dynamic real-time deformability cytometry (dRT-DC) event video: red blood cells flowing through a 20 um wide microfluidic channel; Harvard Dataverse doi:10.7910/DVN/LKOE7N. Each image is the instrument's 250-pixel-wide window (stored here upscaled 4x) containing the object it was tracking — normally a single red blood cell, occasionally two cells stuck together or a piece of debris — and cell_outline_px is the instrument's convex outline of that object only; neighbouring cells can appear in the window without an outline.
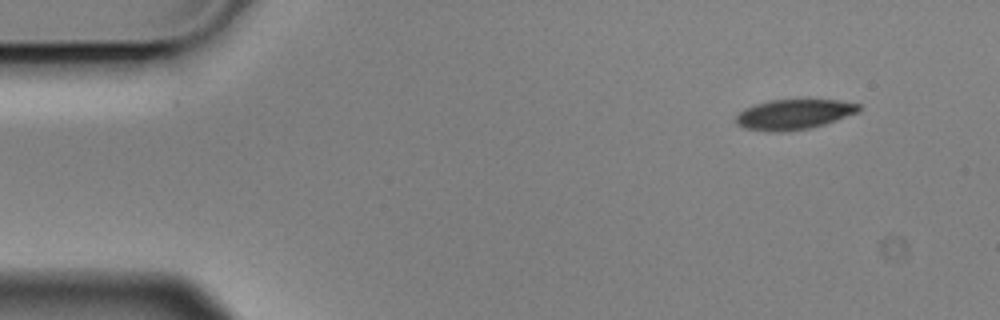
{"species": "Egyptian fruit bat (a non-hibernating species)", "species_latin": "Rousettus aegyptiacus", "temperature_condition": "cold", "stored_images_in_passage": 4, "camera_frame_rate_fps": 3000, "um_per_image_px": 0.085, "animal": {"sex": "male"}, "frame": {"image": 1, "passage_image": 1, "time_ms": 0.0, "image_size_px": [1000, 320], "cell_outline_px": [[860, 112], [824, 124], [808, 128], [744, 128], [736, 124], [736, 116], [744, 108], [756, 104], [772, 100], [836, 100], [860, 104]], "centroid_in_image_um": [67.55, 9.66], "position_along_channel_um": 17.4, "area_um2": 20.35}}
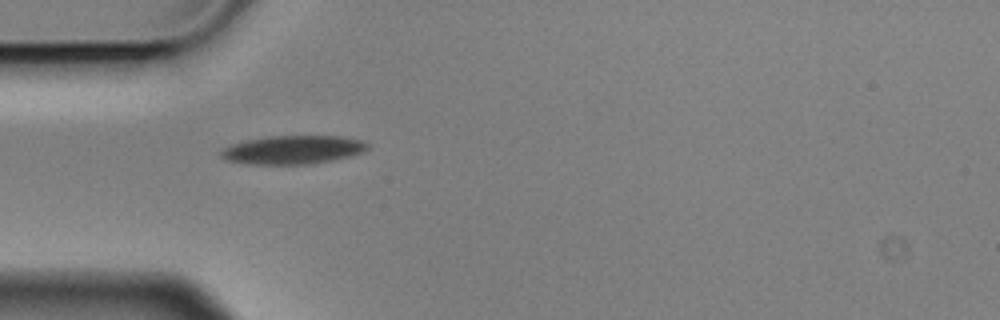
{"frame": {"image": 2, "passage_image": 4, "time_ms": 1.0, "image_size_px": [1000, 320], "cell_outline_px": [[368, 148], [360, 152], [348, 156], [308, 164], [248, 164], [228, 160], [220, 156], [220, 152], [224, 148], [232, 144], [244, 140], [268, 136], [340, 136], [360, 140], [368, 144]], "centroid_in_image_um": [24.83, 12.72], "position_along_channel_um": 60.2, "area_um2": 23.99}}